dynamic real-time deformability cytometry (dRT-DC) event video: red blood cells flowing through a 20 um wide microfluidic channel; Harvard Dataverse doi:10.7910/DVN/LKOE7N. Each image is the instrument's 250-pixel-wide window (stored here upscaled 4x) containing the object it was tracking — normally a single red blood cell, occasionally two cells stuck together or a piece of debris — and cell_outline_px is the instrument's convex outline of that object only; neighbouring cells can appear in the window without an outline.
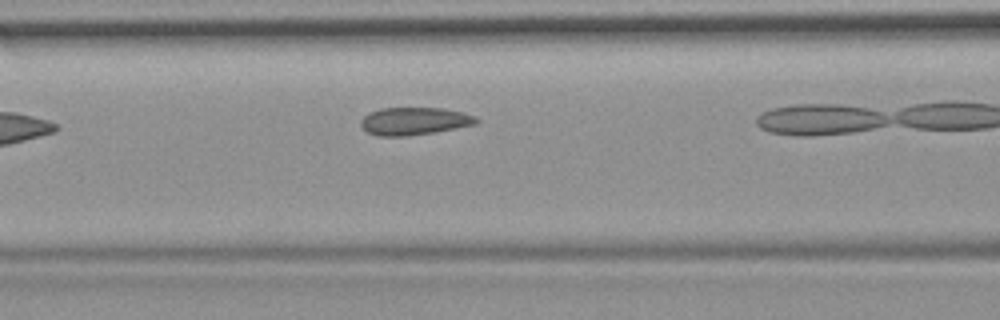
{"species": "common noctule bat (a hibernating species)", "species_latin": "Nyctalus noctula", "temperature_condition": "room temperature", "stored_images_in_passage": 21, "camera_frame_rate_fps": 3000, "um_per_image_px": 0.085, "animal": {"sex": "female", "body_mass_g": 19.9}, "frame": {"image": 1, "passage_image": 4, "time_ms": 1.0, "image_size_px": [1000, 320], "cell_outline_px": [[480, 120], [476, 124], [436, 132], [408, 136], [380, 136], [368, 132], [360, 124], [360, 120], [368, 112], [380, 108], [444, 108], [464, 112], [476, 116]], "centroid_in_image_um": [35.24, 10.29], "position_along_channel_um": 131.4, "area_um2": 18.79}}
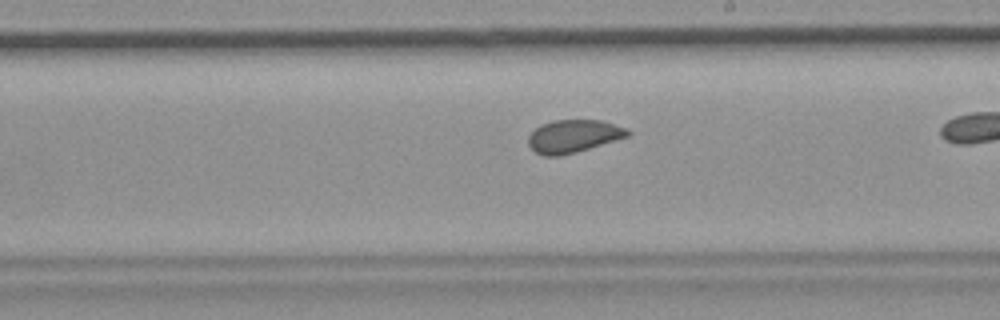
{"frame": {"image": 2, "passage_image": 10, "time_ms": 3.0, "image_size_px": [1000, 320], "cell_outline_px": [[632, 132], [628, 136], [576, 152], [560, 156], [544, 156], [536, 152], [528, 144], [528, 136], [540, 124], [552, 120], [600, 120], [628, 128]], "centroid_in_image_um": [48.73, 11.56], "position_along_channel_um": 240.3, "area_um2": 18.96}}